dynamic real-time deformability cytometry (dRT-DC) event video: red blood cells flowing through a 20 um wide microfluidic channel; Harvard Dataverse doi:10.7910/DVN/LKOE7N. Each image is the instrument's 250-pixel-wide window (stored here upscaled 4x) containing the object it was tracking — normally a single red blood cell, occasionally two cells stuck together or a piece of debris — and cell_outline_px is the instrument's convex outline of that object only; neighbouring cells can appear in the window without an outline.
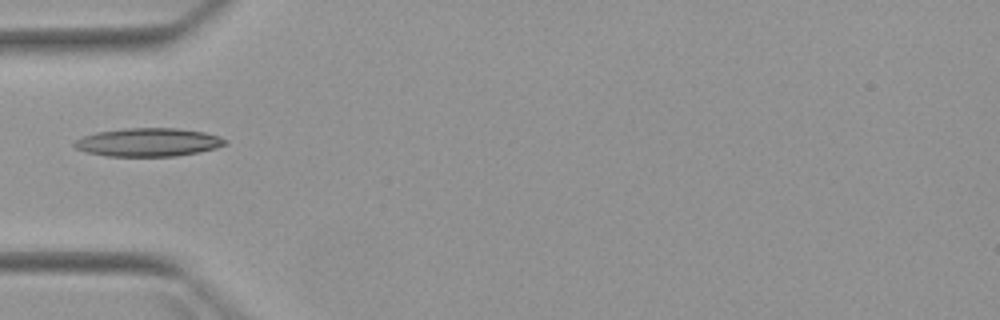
{"species": "Egyptian fruit bat (a non-hibernating species)", "species_latin": "Rousettus aegyptiacus", "temperature_condition": "warm", "stored_images_in_passage": 5, "camera_frame_rate_fps": 3000, "um_per_image_px": 0.085, "animal": {"sex": "female"}, "frame": {"image": 1, "passage_image": 5, "time_ms": 5.0, "image_size_px": [1000, 320], "cell_outline_px": [[228, 144], [216, 148], [200, 152], [176, 156], [108, 156], [84, 152], [76, 148], [72, 144], [76, 140], [84, 136], [96, 132], [124, 128], [176, 128], [204, 132], [220, 136], [228, 140]], "centroid_in_image_um": [12.63, 12.09], "position_along_channel_um": 72.4, "area_um2": 25.09}}